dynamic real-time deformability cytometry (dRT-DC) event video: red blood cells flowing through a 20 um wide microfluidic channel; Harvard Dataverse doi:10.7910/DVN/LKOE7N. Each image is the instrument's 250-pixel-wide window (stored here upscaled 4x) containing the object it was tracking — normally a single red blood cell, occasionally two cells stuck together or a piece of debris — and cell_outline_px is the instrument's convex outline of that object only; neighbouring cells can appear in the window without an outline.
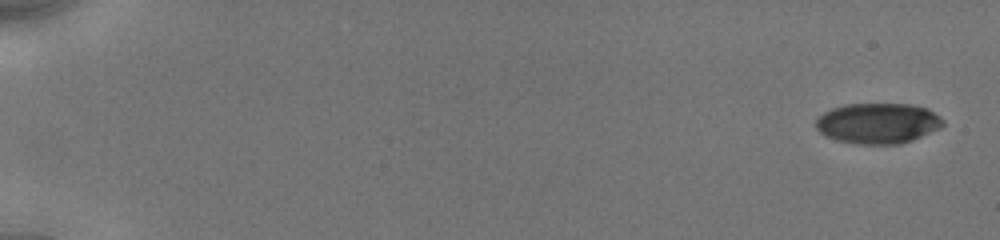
{"species": "human", "species_latin": "Homo sapiens", "temperature_condition": "cold", "stored_images_in_passage": 51, "camera_frame_rate_fps": 3000, "um_per_image_px": 0.085, "donor": {"sex": "male"}, "frame": {"image": 1, "passage_image": 1, "time_ms": 0.0, "image_size_px": [1000, 240], "cell_outline_px": [[944, 124], [940, 128], [912, 140], [900, 144], [856, 144], [836, 140], [820, 132], [816, 128], [816, 120], [824, 112], [832, 108], [844, 104], [912, 104], [928, 108], [940, 116], [944, 120]], "centroid_in_image_um": [74.64, 10.47], "position_along_channel_um": 10.4, "area_um2": 30.11}}
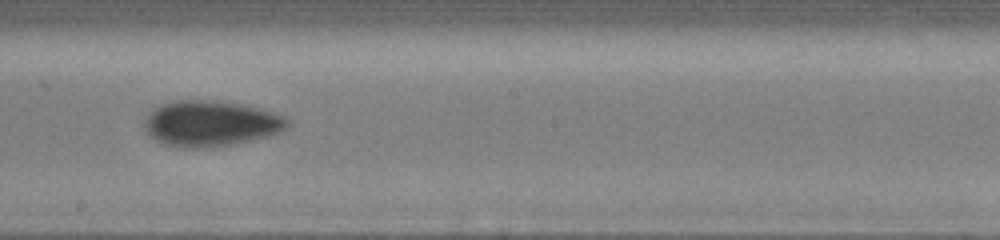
{"frame": {"image": 2, "passage_image": 29, "time_ms": 10.333, "image_size_px": [1000, 240], "cell_outline_px": [[288, 124], [280, 132], [268, 136], [228, 144], [200, 148], [180, 148], [156, 140], [148, 132], [144, 124], [144, 120], [148, 112], [152, 108], [160, 104], [176, 100], [216, 100], [244, 104], [272, 112], [284, 116], [288, 120]], "centroid_in_image_um": [17.87, 10.47], "position_along_channel_um": 230.3, "area_um2": 37.8}}
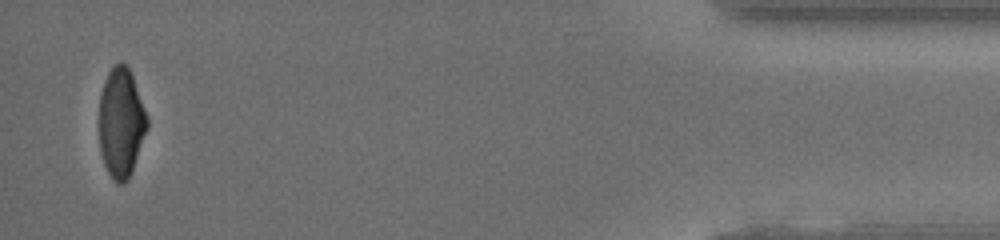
{"frame": {"image": 3, "passage_image": 51, "time_ms": 17.0, "image_size_px": [1000, 240], "cell_outline_px": [[148, 128], [132, 172], [128, 180], [124, 184], [116, 184], [108, 172], [104, 164], [100, 152], [100, 96], [104, 80], [112, 64], [120, 60], [128, 68], [132, 76], [148, 120]], "centroid_in_image_um": [10.29, 10.45], "position_along_channel_um": 424.9, "area_um2": 30.63}, "authors_computed_cell_mechanics": {"area_um2": 33.813, "velocity_mm_per_s": 3.9331, "shape_relaxation_time_tau1_ms": 4.7278, "shape_relaxation_time_tau2_ms": 5.3575, "deformation_change_tau1": 0.1401, "deformation_change_tau2": 0.0962}}